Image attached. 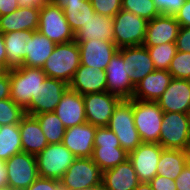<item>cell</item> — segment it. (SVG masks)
<instances>
[{"label": "cell", "instance_id": "cell-1", "mask_svg": "<svg viewBox=\"0 0 190 190\" xmlns=\"http://www.w3.org/2000/svg\"><path fill=\"white\" fill-rule=\"evenodd\" d=\"M46 78L41 68L19 66L9 69L10 98L26 110Z\"/></svg>", "mask_w": 190, "mask_h": 190}, {"label": "cell", "instance_id": "cell-2", "mask_svg": "<svg viewBox=\"0 0 190 190\" xmlns=\"http://www.w3.org/2000/svg\"><path fill=\"white\" fill-rule=\"evenodd\" d=\"M80 60L78 43L73 40L57 44L41 69L47 77L62 80L69 84L80 66Z\"/></svg>", "mask_w": 190, "mask_h": 190}, {"label": "cell", "instance_id": "cell-3", "mask_svg": "<svg viewBox=\"0 0 190 190\" xmlns=\"http://www.w3.org/2000/svg\"><path fill=\"white\" fill-rule=\"evenodd\" d=\"M107 127L115 133L121 148L128 154L142 143L134 124L132 99H121L118 102Z\"/></svg>", "mask_w": 190, "mask_h": 190}, {"label": "cell", "instance_id": "cell-4", "mask_svg": "<svg viewBox=\"0 0 190 190\" xmlns=\"http://www.w3.org/2000/svg\"><path fill=\"white\" fill-rule=\"evenodd\" d=\"M128 157L113 131L107 126L96 128L92 160L102 172L125 162Z\"/></svg>", "mask_w": 190, "mask_h": 190}, {"label": "cell", "instance_id": "cell-5", "mask_svg": "<svg viewBox=\"0 0 190 190\" xmlns=\"http://www.w3.org/2000/svg\"><path fill=\"white\" fill-rule=\"evenodd\" d=\"M132 109L141 141L159 143L164 112L157 102L132 99Z\"/></svg>", "mask_w": 190, "mask_h": 190}, {"label": "cell", "instance_id": "cell-6", "mask_svg": "<svg viewBox=\"0 0 190 190\" xmlns=\"http://www.w3.org/2000/svg\"><path fill=\"white\" fill-rule=\"evenodd\" d=\"M38 31L56 44L75 40L63 10L50 0L40 7Z\"/></svg>", "mask_w": 190, "mask_h": 190}, {"label": "cell", "instance_id": "cell-7", "mask_svg": "<svg viewBox=\"0 0 190 190\" xmlns=\"http://www.w3.org/2000/svg\"><path fill=\"white\" fill-rule=\"evenodd\" d=\"M147 23L146 19L121 9L113 17L115 45L118 48L143 45Z\"/></svg>", "mask_w": 190, "mask_h": 190}, {"label": "cell", "instance_id": "cell-8", "mask_svg": "<svg viewBox=\"0 0 190 190\" xmlns=\"http://www.w3.org/2000/svg\"><path fill=\"white\" fill-rule=\"evenodd\" d=\"M75 158L62 143L48 144L36 155L39 177L60 181Z\"/></svg>", "mask_w": 190, "mask_h": 190}, {"label": "cell", "instance_id": "cell-9", "mask_svg": "<svg viewBox=\"0 0 190 190\" xmlns=\"http://www.w3.org/2000/svg\"><path fill=\"white\" fill-rule=\"evenodd\" d=\"M190 140V114L164 112L159 144L164 149L184 150Z\"/></svg>", "mask_w": 190, "mask_h": 190}, {"label": "cell", "instance_id": "cell-10", "mask_svg": "<svg viewBox=\"0 0 190 190\" xmlns=\"http://www.w3.org/2000/svg\"><path fill=\"white\" fill-rule=\"evenodd\" d=\"M7 168V189L25 190L38 177L36 156L20 152L5 161Z\"/></svg>", "mask_w": 190, "mask_h": 190}, {"label": "cell", "instance_id": "cell-11", "mask_svg": "<svg viewBox=\"0 0 190 190\" xmlns=\"http://www.w3.org/2000/svg\"><path fill=\"white\" fill-rule=\"evenodd\" d=\"M103 172L92 158H75L60 182L69 190H83L102 183Z\"/></svg>", "mask_w": 190, "mask_h": 190}, {"label": "cell", "instance_id": "cell-12", "mask_svg": "<svg viewBox=\"0 0 190 190\" xmlns=\"http://www.w3.org/2000/svg\"><path fill=\"white\" fill-rule=\"evenodd\" d=\"M86 122L96 127L108 126L114 108L121 100L115 94L96 92L83 95Z\"/></svg>", "mask_w": 190, "mask_h": 190}, {"label": "cell", "instance_id": "cell-13", "mask_svg": "<svg viewBox=\"0 0 190 190\" xmlns=\"http://www.w3.org/2000/svg\"><path fill=\"white\" fill-rule=\"evenodd\" d=\"M68 88L69 85L66 82L47 77L39 86L35 98L31 99L29 107L25 110L26 114L35 116L54 112Z\"/></svg>", "mask_w": 190, "mask_h": 190}, {"label": "cell", "instance_id": "cell-14", "mask_svg": "<svg viewBox=\"0 0 190 190\" xmlns=\"http://www.w3.org/2000/svg\"><path fill=\"white\" fill-rule=\"evenodd\" d=\"M164 148L159 143L142 142L134 151L129 153L140 182H149L158 174V162Z\"/></svg>", "mask_w": 190, "mask_h": 190}, {"label": "cell", "instance_id": "cell-15", "mask_svg": "<svg viewBox=\"0 0 190 190\" xmlns=\"http://www.w3.org/2000/svg\"><path fill=\"white\" fill-rule=\"evenodd\" d=\"M80 50V65L105 71L112 57L118 52L114 42L91 39L78 43Z\"/></svg>", "mask_w": 190, "mask_h": 190}, {"label": "cell", "instance_id": "cell-16", "mask_svg": "<svg viewBox=\"0 0 190 190\" xmlns=\"http://www.w3.org/2000/svg\"><path fill=\"white\" fill-rule=\"evenodd\" d=\"M157 104L163 112L190 114V80L172 78Z\"/></svg>", "mask_w": 190, "mask_h": 190}, {"label": "cell", "instance_id": "cell-17", "mask_svg": "<svg viewBox=\"0 0 190 190\" xmlns=\"http://www.w3.org/2000/svg\"><path fill=\"white\" fill-rule=\"evenodd\" d=\"M118 51L126 61L127 75L135 87L143 78L155 70L147 47L143 45L122 47Z\"/></svg>", "mask_w": 190, "mask_h": 190}, {"label": "cell", "instance_id": "cell-18", "mask_svg": "<svg viewBox=\"0 0 190 190\" xmlns=\"http://www.w3.org/2000/svg\"><path fill=\"white\" fill-rule=\"evenodd\" d=\"M107 91L121 99H132L135 86L127 75L126 61L118 51L105 69Z\"/></svg>", "mask_w": 190, "mask_h": 190}, {"label": "cell", "instance_id": "cell-19", "mask_svg": "<svg viewBox=\"0 0 190 190\" xmlns=\"http://www.w3.org/2000/svg\"><path fill=\"white\" fill-rule=\"evenodd\" d=\"M96 126L83 123L65 130L62 144L66 146L76 158H92Z\"/></svg>", "mask_w": 190, "mask_h": 190}, {"label": "cell", "instance_id": "cell-20", "mask_svg": "<svg viewBox=\"0 0 190 190\" xmlns=\"http://www.w3.org/2000/svg\"><path fill=\"white\" fill-rule=\"evenodd\" d=\"M180 25L174 16L159 15L148 21L143 46L154 47L175 43Z\"/></svg>", "mask_w": 190, "mask_h": 190}, {"label": "cell", "instance_id": "cell-21", "mask_svg": "<svg viewBox=\"0 0 190 190\" xmlns=\"http://www.w3.org/2000/svg\"><path fill=\"white\" fill-rule=\"evenodd\" d=\"M54 113L66 129L86 123L83 95L68 88L61 97Z\"/></svg>", "mask_w": 190, "mask_h": 190}, {"label": "cell", "instance_id": "cell-22", "mask_svg": "<svg viewBox=\"0 0 190 190\" xmlns=\"http://www.w3.org/2000/svg\"><path fill=\"white\" fill-rule=\"evenodd\" d=\"M69 89L81 95L107 91L106 72L80 65L68 84Z\"/></svg>", "mask_w": 190, "mask_h": 190}, {"label": "cell", "instance_id": "cell-23", "mask_svg": "<svg viewBox=\"0 0 190 190\" xmlns=\"http://www.w3.org/2000/svg\"><path fill=\"white\" fill-rule=\"evenodd\" d=\"M171 79L168 70L155 69L137 84L132 99L157 102Z\"/></svg>", "mask_w": 190, "mask_h": 190}, {"label": "cell", "instance_id": "cell-24", "mask_svg": "<svg viewBox=\"0 0 190 190\" xmlns=\"http://www.w3.org/2000/svg\"><path fill=\"white\" fill-rule=\"evenodd\" d=\"M105 190H134L140 183L132 162L127 159L116 167L103 171Z\"/></svg>", "mask_w": 190, "mask_h": 190}, {"label": "cell", "instance_id": "cell-25", "mask_svg": "<svg viewBox=\"0 0 190 190\" xmlns=\"http://www.w3.org/2000/svg\"><path fill=\"white\" fill-rule=\"evenodd\" d=\"M40 7H19L16 11L0 16V31H38Z\"/></svg>", "mask_w": 190, "mask_h": 190}, {"label": "cell", "instance_id": "cell-26", "mask_svg": "<svg viewBox=\"0 0 190 190\" xmlns=\"http://www.w3.org/2000/svg\"><path fill=\"white\" fill-rule=\"evenodd\" d=\"M19 131L22 152L36 156L48 145L41 126L34 116L26 114L19 123Z\"/></svg>", "mask_w": 190, "mask_h": 190}, {"label": "cell", "instance_id": "cell-27", "mask_svg": "<svg viewBox=\"0 0 190 190\" xmlns=\"http://www.w3.org/2000/svg\"><path fill=\"white\" fill-rule=\"evenodd\" d=\"M56 45L39 31L32 32L26 44L25 59L22 66L42 68Z\"/></svg>", "mask_w": 190, "mask_h": 190}, {"label": "cell", "instance_id": "cell-28", "mask_svg": "<svg viewBox=\"0 0 190 190\" xmlns=\"http://www.w3.org/2000/svg\"><path fill=\"white\" fill-rule=\"evenodd\" d=\"M114 42L113 17L95 13L82 28L75 33V41L81 43L91 39Z\"/></svg>", "mask_w": 190, "mask_h": 190}, {"label": "cell", "instance_id": "cell-29", "mask_svg": "<svg viewBox=\"0 0 190 190\" xmlns=\"http://www.w3.org/2000/svg\"><path fill=\"white\" fill-rule=\"evenodd\" d=\"M61 10L71 30L78 32L82 26L89 21L91 16L96 13L91 5L90 0H50Z\"/></svg>", "mask_w": 190, "mask_h": 190}, {"label": "cell", "instance_id": "cell-30", "mask_svg": "<svg viewBox=\"0 0 190 190\" xmlns=\"http://www.w3.org/2000/svg\"><path fill=\"white\" fill-rule=\"evenodd\" d=\"M33 31L22 30L3 34L6 47L7 70L22 66L25 59L26 44Z\"/></svg>", "mask_w": 190, "mask_h": 190}, {"label": "cell", "instance_id": "cell-31", "mask_svg": "<svg viewBox=\"0 0 190 190\" xmlns=\"http://www.w3.org/2000/svg\"><path fill=\"white\" fill-rule=\"evenodd\" d=\"M186 164L184 150L164 149L157 165L158 175L175 180Z\"/></svg>", "mask_w": 190, "mask_h": 190}, {"label": "cell", "instance_id": "cell-32", "mask_svg": "<svg viewBox=\"0 0 190 190\" xmlns=\"http://www.w3.org/2000/svg\"><path fill=\"white\" fill-rule=\"evenodd\" d=\"M22 152L19 125H5L0 130V160L7 161Z\"/></svg>", "mask_w": 190, "mask_h": 190}, {"label": "cell", "instance_id": "cell-33", "mask_svg": "<svg viewBox=\"0 0 190 190\" xmlns=\"http://www.w3.org/2000/svg\"><path fill=\"white\" fill-rule=\"evenodd\" d=\"M34 117L38 120L48 144L62 143L66 128L54 112L37 114Z\"/></svg>", "mask_w": 190, "mask_h": 190}, {"label": "cell", "instance_id": "cell-34", "mask_svg": "<svg viewBox=\"0 0 190 190\" xmlns=\"http://www.w3.org/2000/svg\"><path fill=\"white\" fill-rule=\"evenodd\" d=\"M155 69L168 70L177 48L175 43H165L162 45L147 47Z\"/></svg>", "mask_w": 190, "mask_h": 190}, {"label": "cell", "instance_id": "cell-35", "mask_svg": "<svg viewBox=\"0 0 190 190\" xmlns=\"http://www.w3.org/2000/svg\"><path fill=\"white\" fill-rule=\"evenodd\" d=\"M26 115L25 110L11 98L0 100V125H19Z\"/></svg>", "mask_w": 190, "mask_h": 190}, {"label": "cell", "instance_id": "cell-36", "mask_svg": "<svg viewBox=\"0 0 190 190\" xmlns=\"http://www.w3.org/2000/svg\"><path fill=\"white\" fill-rule=\"evenodd\" d=\"M122 10L132 12L147 21L159 16L152 0H122Z\"/></svg>", "mask_w": 190, "mask_h": 190}, {"label": "cell", "instance_id": "cell-37", "mask_svg": "<svg viewBox=\"0 0 190 190\" xmlns=\"http://www.w3.org/2000/svg\"><path fill=\"white\" fill-rule=\"evenodd\" d=\"M168 71L172 78L190 80V53L176 51Z\"/></svg>", "mask_w": 190, "mask_h": 190}, {"label": "cell", "instance_id": "cell-38", "mask_svg": "<svg viewBox=\"0 0 190 190\" xmlns=\"http://www.w3.org/2000/svg\"><path fill=\"white\" fill-rule=\"evenodd\" d=\"M97 14L114 17L122 9V0H90Z\"/></svg>", "mask_w": 190, "mask_h": 190}, {"label": "cell", "instance_id": "cell-39", "mask_svg": "<svg viewBox=\"0 0 190 190\" xmlns=\"http://www.w3.org/2000/svg\"><path fill=\"white\" fill-rule=\"evenodd\" d=\"M160 15L175 16L187 0H152Z\"/></svg>", "mask_w": 190, "mask_h": 190}, {"label": "cell", "instance_id": "cell-40", "mask_svg": "<svg viewBox=\"0 0 190 190\" xmlns=\"http://www.w3.org/2000/svg\"><path fill=\"white\" fill-rule=\"evenodd\" d=\"M175 45L177 51L190 53V27L180 26Z\"/></svg>", "mask_w": 190, "mask_h": 190}, {"label": "cell", "instance_id": "cell-41", "mask_svg": "<svg viewBox=\"0 0 190 190\" xmlns=\"http://www.w3.org/2000/svg\"><path fill=\"white\" fill-rule=\"evenodd\" d=\"M149 183L154 190H177L175 180L162 175L157 174Z\"/></svg>", "mask_w": 190, "mask_h": 190}, {"label": "cell", "instance_id": "cell-42", "mask_svg": "<svg viewBox=\"0 0 190 190\" xmlns=\"http://www.w3.org/2000/svg\"><path fill=\"white\" fill-rule=\"evenodd\" d=\"M60 181L50 178L38 177L27 189L25 190H56V186Z\"/></svg>", "mask_w": 190, "mask_h": 190}, {"label": "cell", "instance_id": "cell-43", "mask_svg": "<svg viewBox=\"0 0 190 190\" xmlns=\"http://www.w3.org/2000/svg\"><path fill=\"white\" fill-rule=\"evenodd\" d=\"M174 17L181 27H190V0L184 3Z\"/></svg>", "mask_w": 190, "mask_h": 190}, {"label": "cell", "instance_id": "cell-44", "mask_svg": "<svg viewBox=\"0 0 190 190\" xmlns=\"http://www.w3.org/2000/svg\"><path fill=\"white\" fill-rule=\"evenodd\" d=\"M177 190H190V164H186L179 176L175 179Z\"/></svg>", "mask_w": 190, "mask_h": 190}, {"label": "cell", "instance_id": "cell-45", "mask_svg": "<svg viewBox=\"0 0 190 190\" xmlns=\"http://www.w3.org/2000/svg\"><path fill=\"white\" fill-rule=\"evenodd\" d=\"M10 98L9 70L0 73V100Z\"/></svg>", "mask_w": 190, "mask_h": 190}, {"label": "cell", "instance_id": "cell-46", "mask_svg": "<svg viewBox=\"0 0 190 190\" xmlns=\"http://www.w3.org/2000/svg\"><path fill=\"white\" fill-rule=\"evenodd\" d=\"M18 8L17 0H0V16L10 14Z\"/></svg>", "mask_w": 190, "mask_h": 190}, {"label": "cell", "instance_id": "cell-47", "mask_svg": "<svg viewBox=\"0 0 190 190\" xmlns=\"http://www.w3.org/2000/svg\"><path fill=\"white\" fill-rule=\"evenodd\" d=\"M0 67L7 70L6 47L4 45L3 33L0 31Z\"/></svg>", "mask_w": 190, "mask_h": 190}, {"label": "cell", "instance_id": "cell-48", "mask_svg": "<svg viewBox=\"0 0 190 190\" xmlns=\"http://www.w3.org/2000/svg\"><path fill=\"white\" fill-rule=\"evenodd\" d=\"M7 189V168L5 161L0 160V190Z\"/></svg>", "mask_w": 190, "mask_h": 190}, {"label": "cell", "instance_id": "cell-49", "mask_svg": "<svg viewBox=\"0 0 190 190\" xmlns=\"http://www.w3.org/2000/svg\"><path fill=\"white\" fill-rule=\"evenodd\" d=\"M46 0H17L18 6L25 7H41Z\"/></svg>", "mask_w": 190, "mask_h": 190}, {"label": "cell", "instance_id": "cell-50", "mask_svg": "<svg viewBox=\"0 0 190 190\" xmlns=\"http://www.w3.org/2000/svg\"><path fill=\"white\" fill-rule=\"evenodd\" d=\"M134 190H154L149 182H140Z\"/></svg>", "mask_w": 190, "mask_h": 190}, {"label": "cell", "instance_id": "cell-51", "mask_svg": "<svg viewBox=\"0 0 190 190\" xmlns=\"http://www.w3.org/2000/svg\"><path fill=\"white\" fill-rule=\"evenodd\" d=\"M185 154H186V160H187V164H190V140L189 142L187 143L185 149Z\"/></svg>", "mask_w": 190, "mask_h": 190}, {"label": "cell", "instance_id": "cell-52", "mask_svg": "<svg viewBox=\"0 0 190 190\" xmlns=\"http://www.w3.org/2000/svg\"><path fill=\"white\" fill-rule=\"evenodd\" d=\"M83 190H105L103 183L96 185V186H91L88 188H85Z\"/></svg>", "mask_w": 190, "mask_h": 190}, {"label": "cell", "instance_id": "cell-53", "mask_svg": "<svg viewBox=\"0 0 190 190\" xmlns=\"http://www.w3.org/2000/svg\"><path fill=\"white\" fill-rule=\"evenodd\" d=\"M56 190H69L61 182L56 186Z\"/></svg>", "mask_w": 190, "mask_h": 190}]
</instances>
